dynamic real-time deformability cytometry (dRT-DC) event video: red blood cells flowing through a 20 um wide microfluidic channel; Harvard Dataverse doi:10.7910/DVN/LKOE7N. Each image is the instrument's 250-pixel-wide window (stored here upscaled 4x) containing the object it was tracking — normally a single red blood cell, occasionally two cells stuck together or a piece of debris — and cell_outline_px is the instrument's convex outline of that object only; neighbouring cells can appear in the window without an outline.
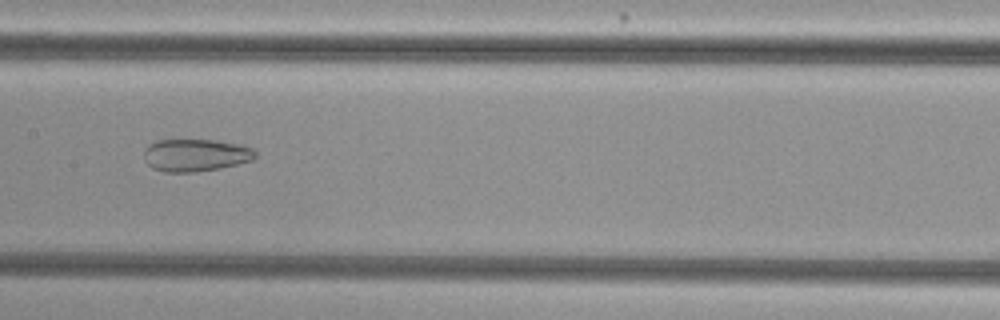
{"species": "common noctule bat (a hibernating species)", "species_latin": "Nyctalus noctula", "temperature_condition": "cold", "stored_images_in_passage": 55, "camera_frame_rate_fps": 3000, "um_per_image_px": 0.085, "animal": {"sex": "female", "body_mass_g": 29.2, "forearm_length_mm": 56.3}, "frame": {"image": 1, "passage_image": 28, "time_ms": 9.0, "image_size_px": [1000, 320], "cell_outline_px": [[256, 156], [252, 160], [220, 168], [196, 172], [164, 172], [152, 168], [144, 160], [144, 148], [148, 144], [156, 140], [216, 140], [240, 144], [252, 148], [256, 152]], "centroid_in_image_um": [16.59, 13.18], "position_along_channel_um": 190.8, "area_um2": 21.21}}
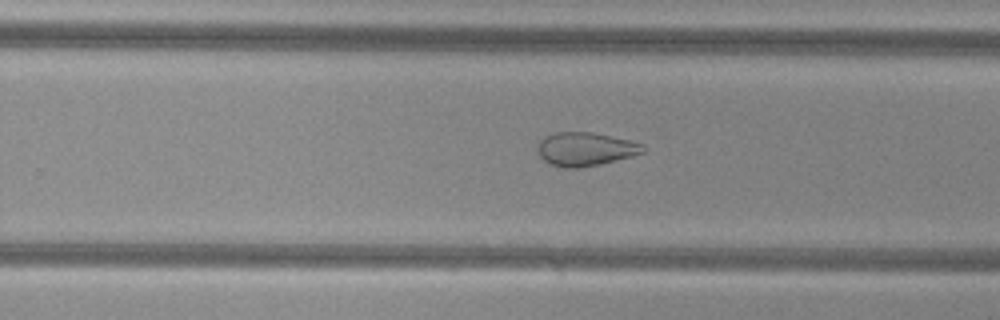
{"frame": {"image": 2, "passage_image": 35, "time_ms": 11.333, "image_size_px": [1000, 320], "cell_outline_px": [[648, 148], [644, 152], [632, 156], [600, 164], [580, 168], [564, 168], [548, 164], [540, 156], [536, 148], [536, 144], [544, 136], [556, 132], [592, 132], [628, 140], [644, 144]], "centroid_in_image_um": [49.73, 12.68], "position_along_channel_um": 280.1, "area_um2": 20.87}}
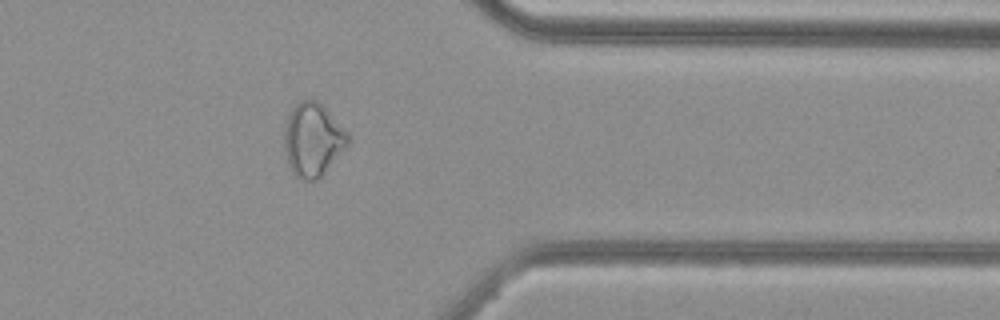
{"frame": {"image": 3, "passage_image": 44, "time_ms": 14.333, "image_size_px": [1000, 320], "cell_outline_px": [[348, 144], [320, 180], [300, 180], [292, 172], [284, 156], [284, 128], [288, 116], [292, 108], [300, 100], [316, 100], [348, 132]], "centroid_in_image_um": [26.56, 11.92], "position_along_channel_um": 384.8, "area_um2": 27.28}}